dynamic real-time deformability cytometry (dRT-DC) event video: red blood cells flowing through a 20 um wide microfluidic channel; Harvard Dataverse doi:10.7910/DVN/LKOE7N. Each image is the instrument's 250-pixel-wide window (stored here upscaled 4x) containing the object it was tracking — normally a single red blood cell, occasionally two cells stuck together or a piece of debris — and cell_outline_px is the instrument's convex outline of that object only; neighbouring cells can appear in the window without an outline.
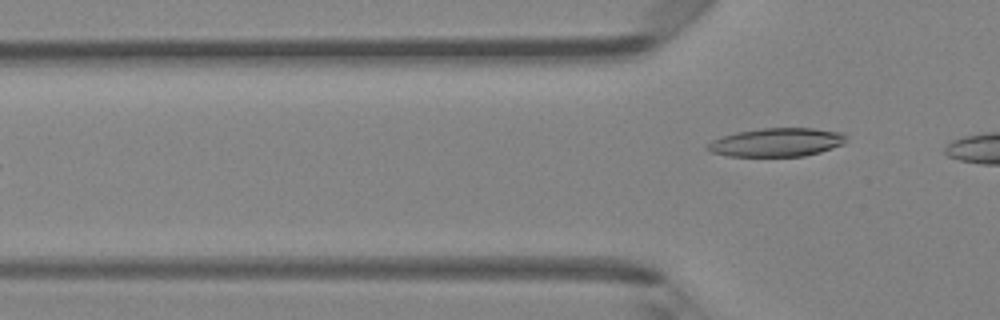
{"species": "Egyptian fruit bat (a non-hibernating species)", "species_latin": "Rousettus aegyptiacus", "temperature_condition": "room temperature", "stored_images_in_passage": 6, "camera_frame_rate_fps": 3000, "um_per_image_px": 0.085, "animal": {"sex": "female"}, "frame": {"image": 1, "passage_image": 6, "time_ms": 1.667, "image_size_px": [1000, 320], "cell_outline_px": [[848, 136], [844, 144], [820, 152], [804, 156], [728, 156], [712, 152], [704, 148], [712, 140], [736, 132], [760, 128], [812, 128], [844, 132]], "centroid_in_image_um": [66.06, 12.09], "position_along_channel_um": 59.7, "area_um2": 23.18}}